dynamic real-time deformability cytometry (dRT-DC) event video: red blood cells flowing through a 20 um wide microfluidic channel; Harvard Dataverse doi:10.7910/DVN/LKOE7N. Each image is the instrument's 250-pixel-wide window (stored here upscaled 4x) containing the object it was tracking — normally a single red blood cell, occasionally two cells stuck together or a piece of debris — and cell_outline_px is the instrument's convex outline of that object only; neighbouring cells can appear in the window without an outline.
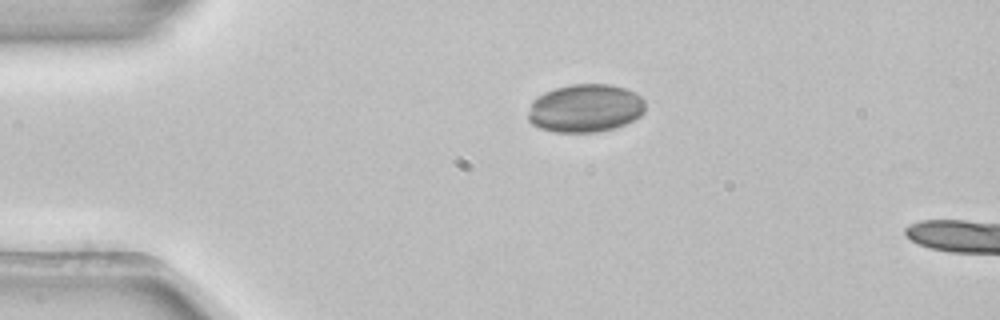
{"species": "common noctule bat (a hibernating species)", "species_latin": "Nyctalus noctula", "temperature_condition": "room temperature", "stored_images_in_passage": 2, "camera_frame_rate_fps": 3000, "um_per_image_px": 0.085, "animal": {"sex": "female", "body_mass_g": 22.7, "forearm_length_mm": 54.2}, "frame": {"image": 1, "passage_image": 1, "time_ms": 0.0, "image_size_px": [1000, 320], "cell_outline_px": [[644, 112], [640, 116], [616, 128], [596, 132], [556, 132], [540, 128], [532, 124], [528, 120], [528, 112], [532, 100], [536, 96], [544, 92], [556, 88], [572, 84], [612, 84], [636, 92], [644, 100]], "centroid_in_image_um": [49.74, 9.19], "position_along_channel_um": 35.3, "area_um2": 33.06}}